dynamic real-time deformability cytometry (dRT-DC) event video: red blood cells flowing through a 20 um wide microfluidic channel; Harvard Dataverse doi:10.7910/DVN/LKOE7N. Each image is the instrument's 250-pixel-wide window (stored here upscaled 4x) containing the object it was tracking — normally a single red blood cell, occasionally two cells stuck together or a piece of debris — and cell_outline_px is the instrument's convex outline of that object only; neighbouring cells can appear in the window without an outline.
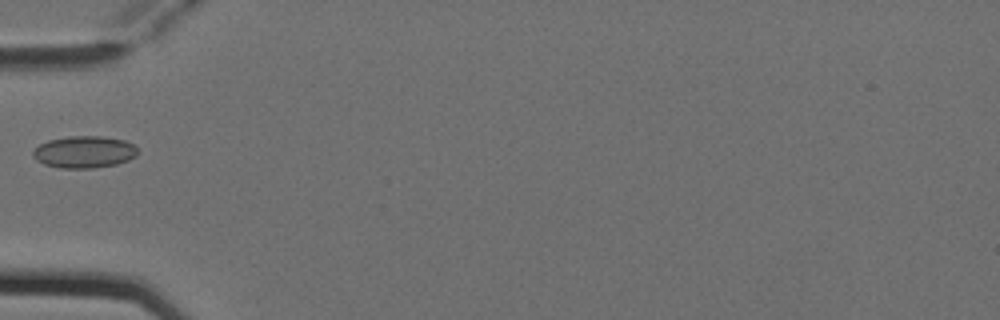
{"species": "Egyptian fruit bat (a non-hibernating species)", "species_latin": "Rousettus aegyptiacus", "temperature_condition": "cold", "stored_images_in_passage": 5, "camera_frame_rate_fps": 3000, "um_per_image_px": 0.085, "animal": {"sex": "female"}, "frame": {"image": 1, "passage_image": 5, "time_ms": 1.333, "image_size_px": [1000, 320], "cell_outline_px": [[136, 156], [128, 160], [116, 164], [92, 168], [60, 168], [44, 164], [36, 160], [32, 156], [32, 152], [40, 144], [48, 140], [68, 136], [100, 136], [124, 140], [132, 144], [136, 148]], "centroid_in_image_um": [7.13, 12.92], "position_along_channel_um": 77.9, "area_um2": 19.42}}